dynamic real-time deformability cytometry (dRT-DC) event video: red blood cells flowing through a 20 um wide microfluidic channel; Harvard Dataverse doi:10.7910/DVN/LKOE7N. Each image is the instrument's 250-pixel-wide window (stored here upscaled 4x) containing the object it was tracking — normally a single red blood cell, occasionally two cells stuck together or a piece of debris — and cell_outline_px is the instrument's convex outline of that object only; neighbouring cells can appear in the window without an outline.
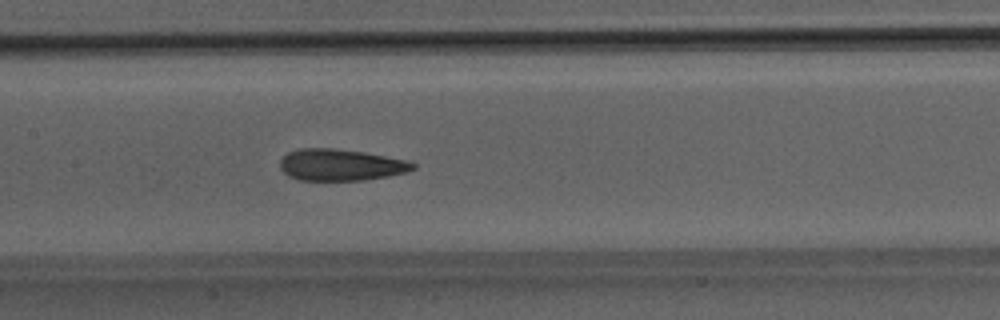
{"species": "Egyptian fruit bat (a non-hibernating species)", "species_latin": "Rousettus aegyptiacus", "temperature_condition": "room temperature", "stored_images_in_passage": 39, "camera_frame_rate_fps": 3000, "um_per_image_px": 0.085, "animal": {"sex": "male"}, "frame": {"image": 1, "passage_image": 13, "time_ms": 4.0, "image_size_px": [1000, 320], "cell_outline_px": [[416, 168], [408, 172], [388, 176], [364, 180], [300, 180], [288, 176], [280, 168], [280, 160], [288, 152], [300, 148], [332, 148], [364, 152], [412, 160], [416, 164]], "centroid_in_image_um": [29.01, 14.01], "position_along_channel_um": 178.4, "area_um2": 24.74}}
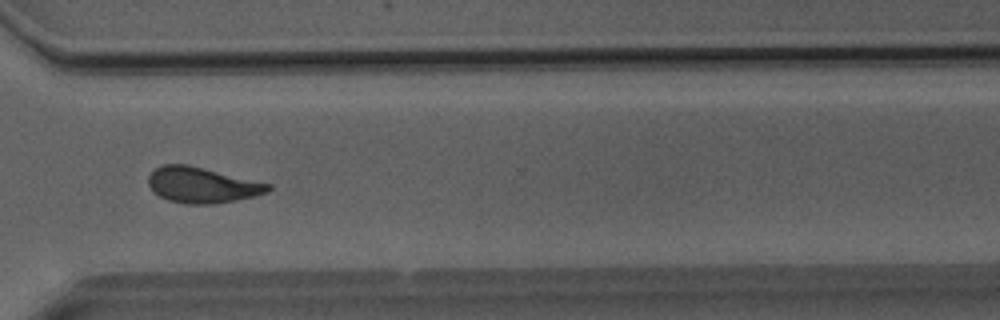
{"frame": {"image": 2, "passage_image": 26, "time_ms": 8.333, "image_size_px": [1000, 320], "cell_outline_px": [[272, 188], [268, 192], [256, 196], [236, 200], [212, 204], [184, 204], [168, 200], [160, 196], [148, 184], [148, 176], [160, 164], [188, 164], [272, 184]], "centroid_in_image_um": [17.2, 15.72], "position_along_channel_um": 353.4, "area_um2": 24.97}}
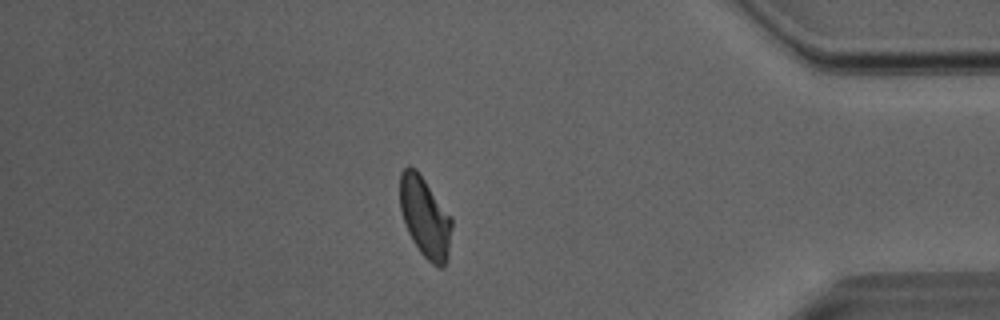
{"frame": {"image": 3, "passage_image": 32, "time_ms": 10.333, "image_size_px": [1000, 320], "cell_outline_px": [[452, 228], [448, 260], [440, 268], [432, 264], [420, 252], [412, 240], [408, 232], [400, 208], [400, 172], [408, 164], [416, 168], [452, 216]], "centroid_in_image_um": [36.14, 18.44], "position_along_channel_um": 399.1, "area_um2": 24.57}, "authors_computed_cell_mechanics": {"area_um2": 24.6228, "velocity_mm_per_s": 4.0365, "shape_relaxation_time_tau1_ms": 6.1054, "shape_relaxation_time_tau2_ms": 1.7, "deformation_change_tau1": 0.1611, "deformation_change_tau2": 0.0876}}